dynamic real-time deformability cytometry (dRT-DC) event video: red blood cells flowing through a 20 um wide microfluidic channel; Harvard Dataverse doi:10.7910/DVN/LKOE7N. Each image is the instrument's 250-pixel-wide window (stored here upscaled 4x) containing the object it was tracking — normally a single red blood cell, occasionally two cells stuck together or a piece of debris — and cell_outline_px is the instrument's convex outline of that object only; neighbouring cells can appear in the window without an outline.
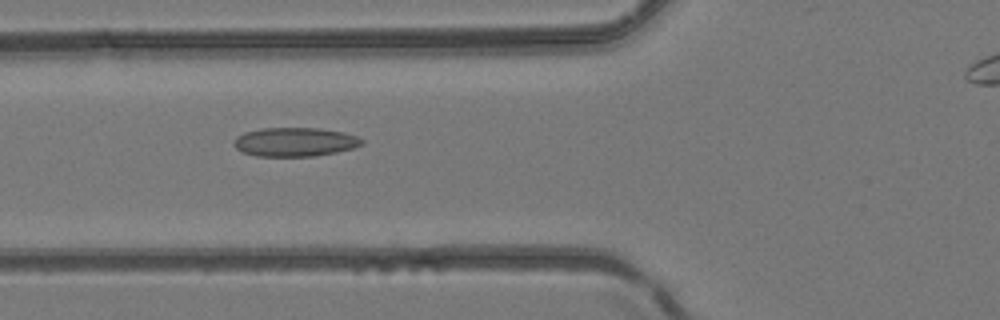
{"species": "common noctule bat (a hibernating species)", "species_latin": "Nyctalus noctula", "temperature_condition": "room temperature", "stored_images_in_passage": 6, "camera_frame_rate_fps": 3000, "um_per_image_px": 0.085, "animal": {"sex": "female", "body_mass_g": 24.6, "forearm_length_mm": 56.2}, "frame": {"image": 1, "passage_image": 5, "time_ms": 1.333, "image_size_px": [1000, 320], "cell_outline_px": [[364, 144], [352, 148], [336, 152], [316, 156], [256, 156], [240, 152], [232, 144], [232, 140], [236, 136], [244, 132], [264, 128], [320, 128], [344, 132], [356, 136], [364, 140]], "centroid_in_image_um": [25.03, 12.07], "position_along_channel_um": 100.8, "area_um2": 21.79}}
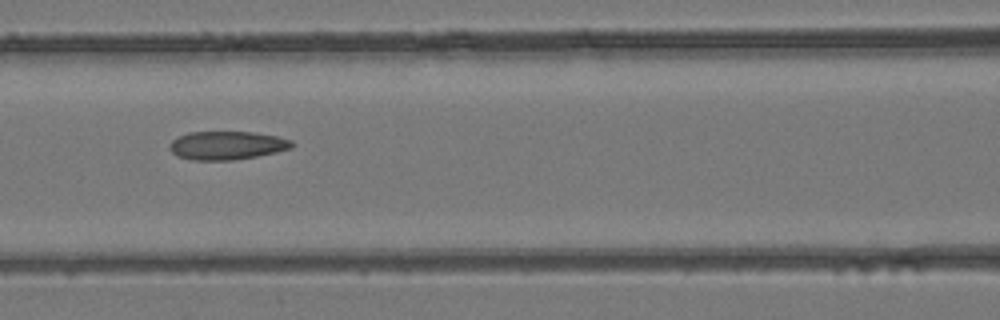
{"frame": {"image": 2, "passage_image": 6, "time_ms": 1.667, "image_size_px": [1000, 320], "cell_outline_px": [[296, 144], [292, 148], [276, 152], [256, 156], [232, 160], [192, 160], [176, 156], [168, 148], [168, 144], [172, 140], [188, 132], [252, 132], [276, 136], [292, 140]], "centroid_in_image_um": [19.28, 12.36], "position_along_channel_um": 147.3, "area_um2": 20.35}}